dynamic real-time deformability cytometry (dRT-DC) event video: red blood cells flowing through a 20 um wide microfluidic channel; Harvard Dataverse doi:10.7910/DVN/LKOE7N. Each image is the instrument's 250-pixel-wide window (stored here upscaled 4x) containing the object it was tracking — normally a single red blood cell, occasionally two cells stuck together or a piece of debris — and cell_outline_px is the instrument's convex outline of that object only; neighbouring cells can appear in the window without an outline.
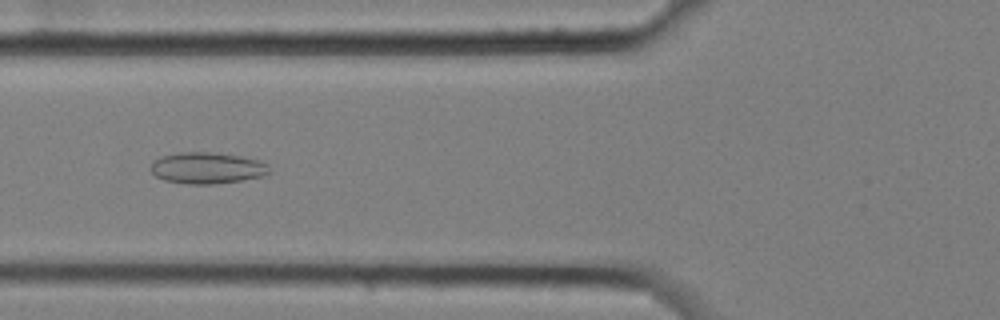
{"species": "common noctule bat (a hibernating species)", "species_latin": "Nyctalus noctula", "temperature_condition": "cold", "stored_images_in_passage": 13, "camera_frame_rate_fps": 3000, "um_per_image_px": 0.085, "animal": {"sex": "female", "body_mass_g": 25.1}, "frame": {"image": 1, "passage_image": 8, "time_ms": 2.333, "image_size_px": [1000, 320], "cell_outline_px": [[272, 172], [264, 176], [240, 180], [212, 184], [188, 184], [164, 180], [156, 176], [152, 172], [152, 164], [160, 156], [180, 152], [220, 152], [244, 156], [260, 160], [268, 164]], "centroid_in_image_um": [17.68, 14.26], "position_along_channel_um": 108.1, "area_um2": 21.91}}
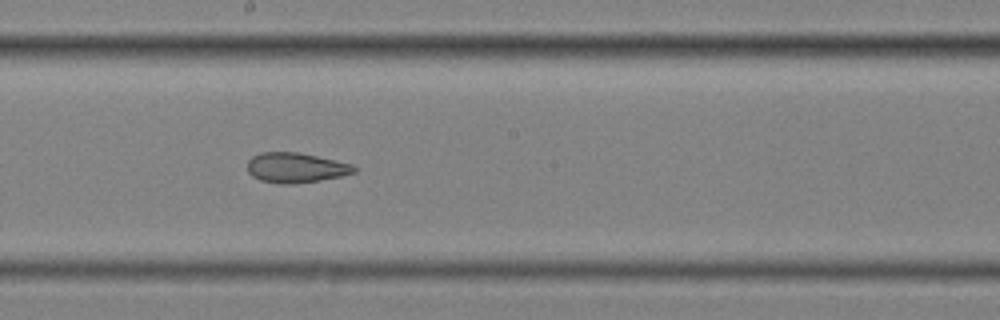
{"frame": {"image": 2, "passage_image": 11, "time_ms": 3.333, "image_size_px": [1000, 320], "cell_outline_px": [[360, 168], [356, 172], [340, 176], [320, 180], [292, 184], [280, 184], [260, 180], [252, 176], [248, 172], [248, 160], [252, 156], [260, 152], [296, 152], [316, 156], [352, 164]], "centroid_in_image_um": [25.14, 14.25], "position_along_channel_um": 223.1, "area_um2": 18.67}}
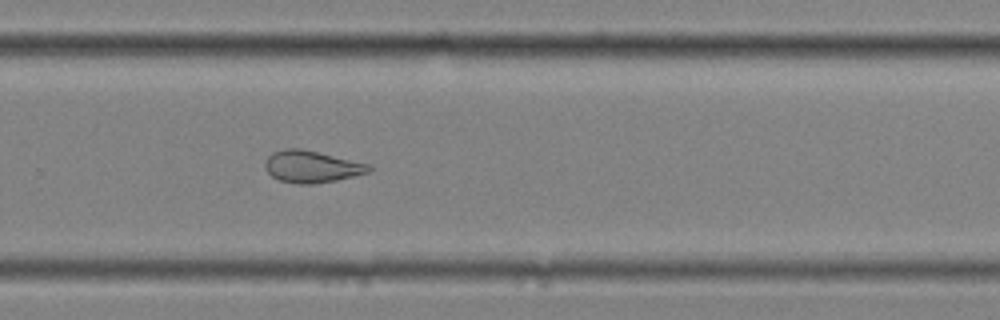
{"frame": {"image": 3, "passage_image": 13, "time_ms": 4.0, "image_size_px": [1000, 320], "cell_outline_px": [[372, 168], [368, 172], [336, 180], [312, 184], [296, 184], [280, 180], [272, 176], [264, 168], [264, 160], [272, 152], [284, 148], [300, 148], [368, 164]], "centroid_in_image_um": [26.41, 14.16], "position_along_channel_um": 303.4, "area_um2": 19.13}}